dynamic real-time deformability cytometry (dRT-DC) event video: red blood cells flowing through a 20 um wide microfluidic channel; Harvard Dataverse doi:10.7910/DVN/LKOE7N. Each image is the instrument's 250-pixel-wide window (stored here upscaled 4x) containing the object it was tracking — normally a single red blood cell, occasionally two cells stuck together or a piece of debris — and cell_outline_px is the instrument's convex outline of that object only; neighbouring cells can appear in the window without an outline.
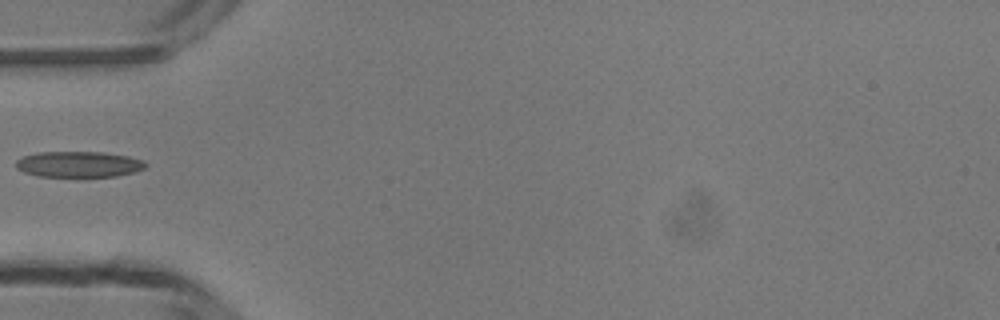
{"species": "common noctule bat (a hibernating species)", "species_latin": "Nyctalus noctula", "temperature_condition": "room temperature", "stored_images_in_passage": 33, "camera_frame_rate_fps": 3000, "um_per_image_px": 0.085, "animal": {"sex": "male", "body_mass_g": 13.3}, "frame": {"image": 1, "passage_image": 1, "time_ms": 0.0, "image_size_px": [1000, 320], "cell_outline_px": [[148, 164], [144, 168], [136, 172], [116, 176], [80, 180], [36, 176], [24, 172], [16, 168], [16, 160], [24, 156], [36, 152], [104, 152], [128, 156], [144, 160]], "centroid_in_image_um": [6.7, 14.02], "position_along_channel_um": 78.3, "area_um2": 20.75}}
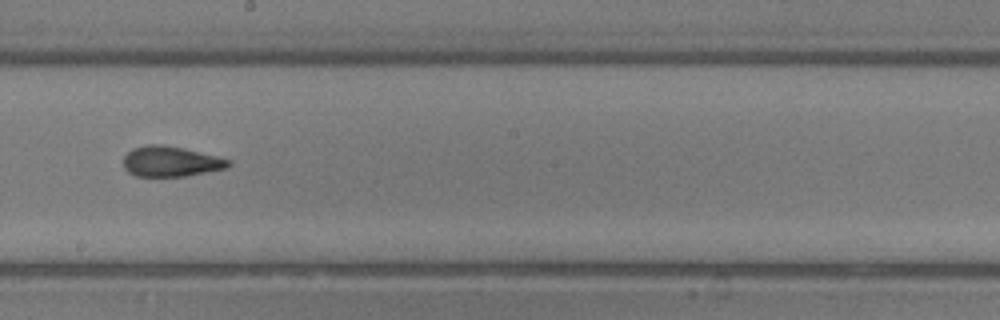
{"frame": {"image": 2, "passage_image": 12, "time_ms": 3.667, "image_size_px": [1000, 320], "cell_outline_px": [[232, 164], [228, 168], [184, 176], [136, 176], [128, 172], [124, 168], [124, 156], [132, 148], [148, 144], [160, 144], [184, 148], [232, 160]], "centroid_in_image_um": [14.52, 13.72], "position_along_channel_um": 233.7, "area_um2": 18.61}}
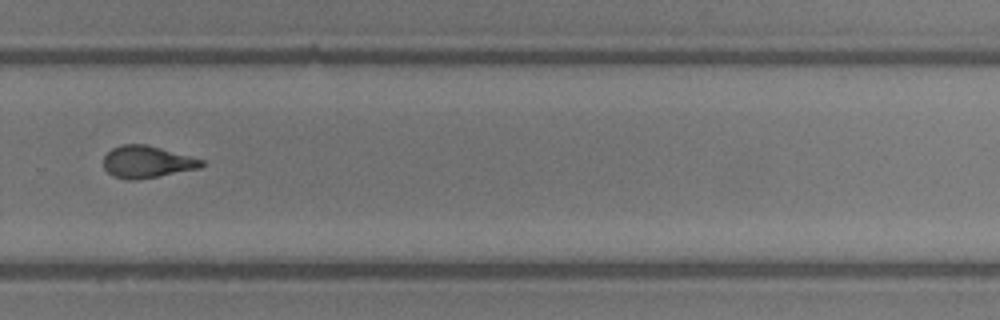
{"frame": {"image": 3, "passage_image": 18, "time_ms": 5.667, "image_size_px": [1000, 320], "cell_outline_px": [[204, 164], [200, 168], [136, 180], [128, 180], [112, 176], [104, 168], [104, 156], [112, 148], [124, 144], [148, 144], [204, 160]], "centroid_in_image_um": [12.48, 13.75], "position_along_channel_um": 317.3, "area_um2": 18.26}}